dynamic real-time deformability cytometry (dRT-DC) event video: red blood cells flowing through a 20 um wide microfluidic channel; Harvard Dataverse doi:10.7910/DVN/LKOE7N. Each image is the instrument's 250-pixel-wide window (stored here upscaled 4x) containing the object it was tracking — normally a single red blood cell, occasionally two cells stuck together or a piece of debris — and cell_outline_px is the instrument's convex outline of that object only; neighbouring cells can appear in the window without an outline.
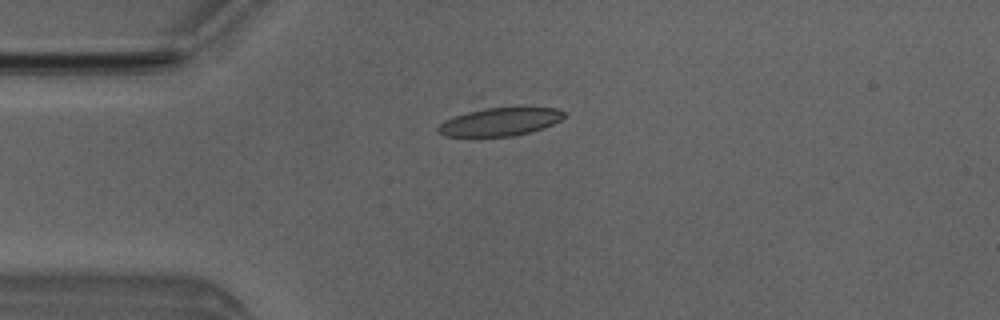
{"species": "Egyptian fruit bat (a non-hibernating species)", "species_latin": "Rousettus aegyptiacus", "temperature_condition": "room temperature", "stored_images_in_passage": 50, "camera_frame_rate_fps": 3000, "um_per_image_px": 0.085, "animal": {"sex": "male"}, "frame": {"image": 1, "passage_image": 11, "time_ms": 3.333, "image_size_px": [1000, 320], "cell_outline_px": [[564, 116], [560, 120], [552, 124], [528, 132], [512, 136], [444, 136], [436, 132], [436, 128], [444, 120], [468, 112], [484, 108], [556, 108], [564, 112]], "centroid_in_image_um": [42.43, 10.36], "position_along_channel_um": 42.6, "area_um2": 20.17}}
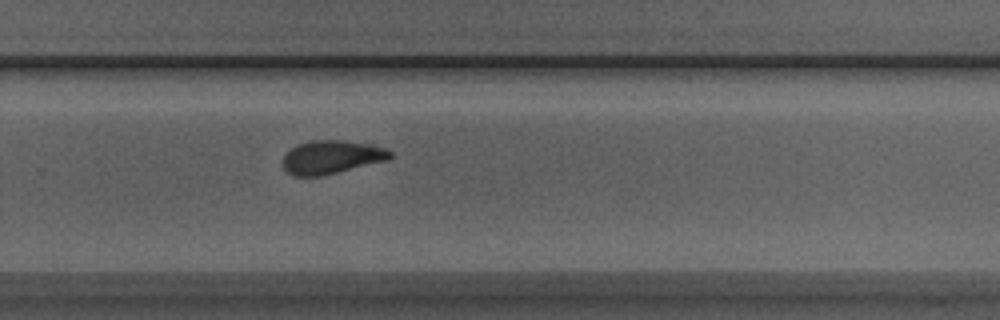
{"frame": {"image": 2, "passage_image": 32, "time_ms": 10.333, "image_size_px": [1000, 320], "cell_outline_px": [[392, 156], [388, 160], [320, 176], [292, 176], [284, 168], [284, 156], [296, 144], [312, 140], [344, 140], [372, 144], [384, 148], [392, 152]], "centroid_in_image_um": [28.19, 13.34], "position_along_channel_um": 301.6, "area_um2": 20.81}}
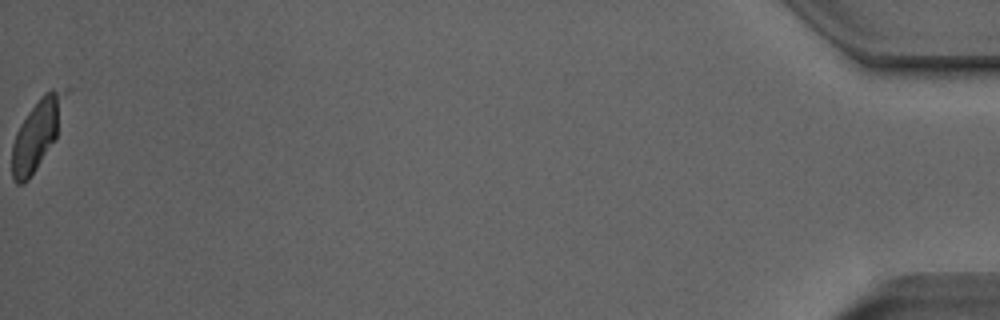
{"frame": {"image": 3, "passage_image": 50, "time_ms": 16.333, "image_size_px": [1000, 320], "cell_outline_px": [[72, 88], [56, 140], [28, 180], [24, 184], [16, 184], [12, 180], [12, 144], [16, 132], [20, 124], [28, 112], [40, 96], [44, 92], [52, 88]], "centroid_in_image_um": [3.23, 11.3], "position_along_channel_um": 432.0, "area_um2": 22.54}, "authors_computed_cell_mechanics": {"area_um2": 21.4438, "velocity_mm_per_s": 3.9878, "shape_relaxation_time_tau1_ms": 7.3128, "shape_relaxation_time_tau2_ms": 1.4258, "deformation_change_tau1": 0.1809, "deformation_change_tau2": 0.0668}}